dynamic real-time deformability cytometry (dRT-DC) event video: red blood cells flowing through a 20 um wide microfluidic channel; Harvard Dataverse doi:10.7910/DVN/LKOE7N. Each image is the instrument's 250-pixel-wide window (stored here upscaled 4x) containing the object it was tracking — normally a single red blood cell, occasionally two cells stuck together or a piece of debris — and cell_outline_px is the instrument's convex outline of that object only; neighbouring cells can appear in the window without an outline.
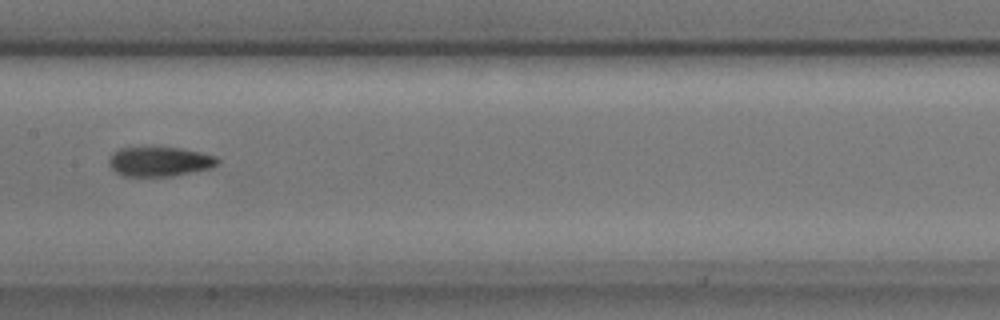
{"species": "common noctule bat (a hibernating species)", "species_latin": "Nyctalus noctula", "temperature_condition": "cold", "stored_images_in_passage": 39, "segment_of_instrument_passage": [2, 2], "camera_frame_rate_fps": 3000, "um_per_image_px": 0.085, "animal": {"sex": "male", "body_mass_g": 17.9, "forearm_length_mm": 54.2}, "frame": {"image": 1, "passage_image": 27, "time_ms": 8.667, "image_size_px": [1000, 320], "cell_outline_px": [[220, 160], [212, 168], [172, 176], [120, 176], [108, 164], [108, 160], [112, 152], [120, 148], [180, 148], [200, 152], [216, 156]], "centroid_in_image_um": [13.55, 13.74], "position_along_channel_um": 193.9, "area_um2": 18.67}}
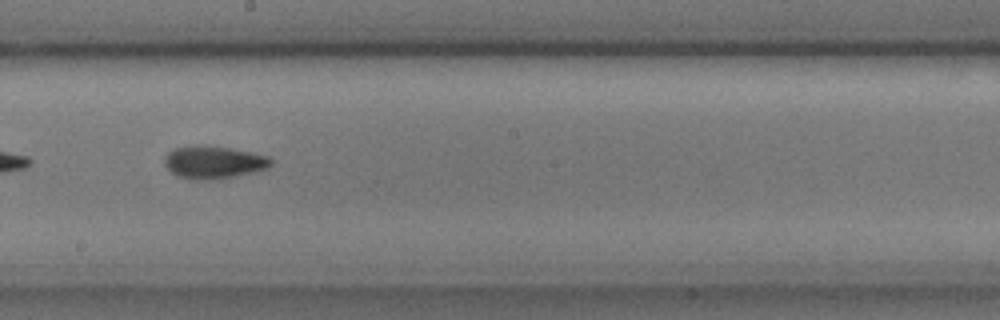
{"frame": {"image": 2, "passage_image": 30, "time_ms": 9.667, "image_size_px": [1000, 320], "cell_outline_px": [[272, 164], [268, 168], [256, 172], [208, 180], [192, 180], [180, 176], [172, 172], [164, 164], [164, 160], [168, 152], [176, 148], [204, 144], [252, 152], [268, 156], [272, 160]], "centroid_in_image_um": [18.18, 13.78], "position_along_channel_um": 230.0, "area_um2": 20.17}}
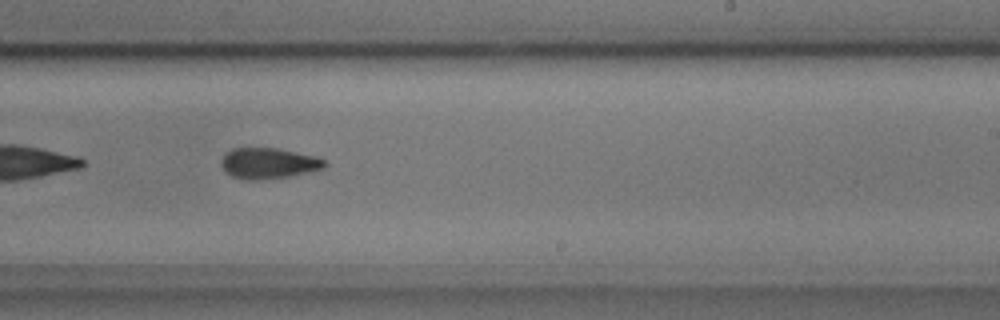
{"frame": {"image": 3, "passage_image": 33, "time_ms": 10.667, "image_size_px": [1000, 320], "cell_outline_px": [[328, 164], [324, 168], [288, 176], [256, 180], [248, 180], [232, 176], [224, 172], [220, 164], [220, 160], [232, 148], [276, 148], [312, 156], [324, 160]], "centroid_in_image_um": [22.76, 13.88], "position_along_channel_um": 266.2, "area_um2": 18.26}}